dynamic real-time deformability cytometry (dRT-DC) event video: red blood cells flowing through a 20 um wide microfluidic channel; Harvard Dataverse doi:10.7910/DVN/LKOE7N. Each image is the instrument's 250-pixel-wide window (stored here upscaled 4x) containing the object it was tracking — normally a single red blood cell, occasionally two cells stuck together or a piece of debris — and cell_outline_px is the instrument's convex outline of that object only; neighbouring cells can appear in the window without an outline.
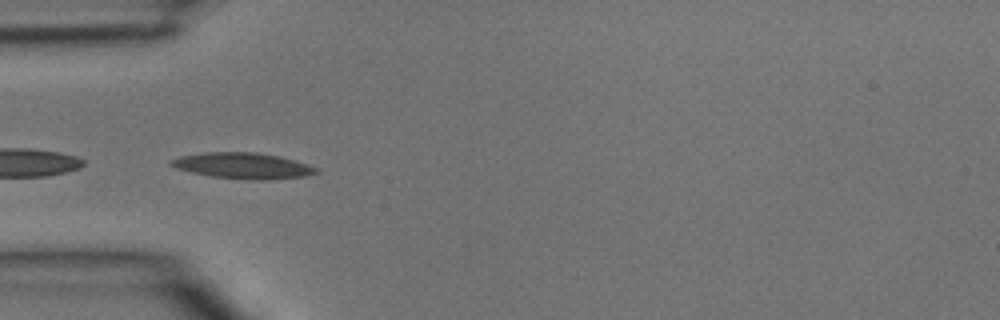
{"species": "common noctule bat (a hibernating species)", "species_latin": "Nyctalus noctula", "temperature_condition": "room temperature", "stored_images_in_passage": 4, "camera_frame_rate_fps": 3000, "um_per_image_px": 0.085, "animal": {"sex": "male", "body_mass_g": 15.6}, "frame": {"image": 1, "passage_image": 2, "time_ms": 0.333, "image_size_px": [1000, 320], "cell_outline_px": [[320, 172], [308, 176], [268, 180], [252, 180], [212, 176], [192, 172], [176, 168], [168, 164], [168, 160], [180, 156], [204, 152], [256, 152], [280, 156], [308, 164], [320, 168]], "centroid_in_image_um": [20.69, 14.08], "position_along_channel_um": 64.3, "area_um2": 22.2}}